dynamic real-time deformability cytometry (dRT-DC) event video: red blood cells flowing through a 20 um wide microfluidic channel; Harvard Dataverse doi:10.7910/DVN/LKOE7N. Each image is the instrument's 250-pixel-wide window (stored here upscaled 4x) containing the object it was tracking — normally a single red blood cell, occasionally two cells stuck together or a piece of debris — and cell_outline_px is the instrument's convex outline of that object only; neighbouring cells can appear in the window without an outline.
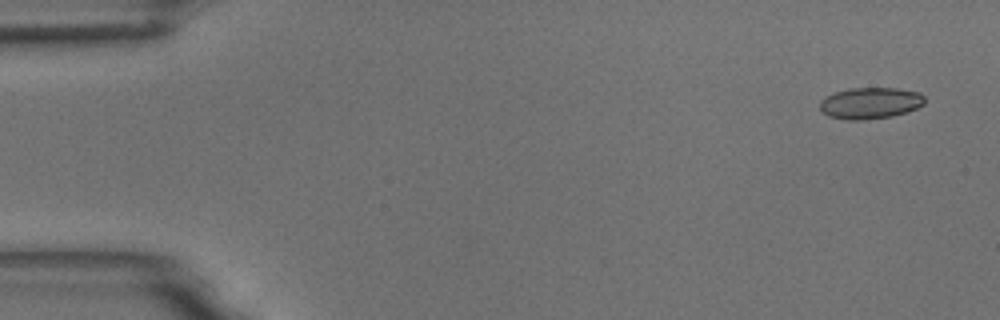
{"species": "common noctule bat (a hibernating species)", "species_latin": "Nyctalus noctula", "temperature_condition": "room temperature", "stored_images_in_passage": 57, "camera_frame_rate_fps": 3000, "um_per_image_px": 0.085, "animal": {"sex": "male", "body_mass_g": 18.8}, "frame": {"image": 1, "passage_image": 1, "time_ms": 0.0, "image_size_px": [1000, 320], "cell_outline_px": [[924, 104], [908, 112], [892, 116], [864, 120], [848, 120], [828, 116], [820, 108], [820, 100], [824, 96], [848, 88], [896, 88], [920, 92], [924, 96]], "centroid_in_image_um": [73.97, 8.76], "position_along_channel_um": 11.0, "area_um2": 19.31}}
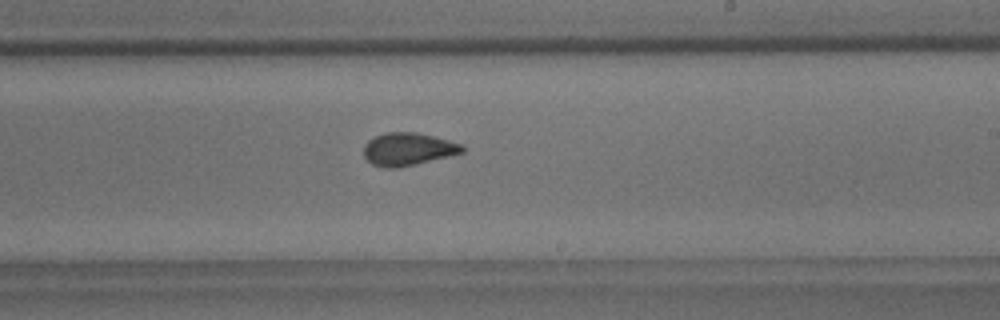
{"frame": {"image": 2, "passage_image": 33, "time_ms": 10.667, "image_size_px": [1000, 320], "cell_outline_px": [[464, 152], [416, 164], [396, 168], [384, 168], [372, 164], [364, 156], [364, 144], [368, 140], [376, 136], [388, 132], [416, 132], [464, 144]], "centroid_in_image_um": [34.67, 12.68], "position_along_channel_um": 254.3, "area_um2": 18.73}}
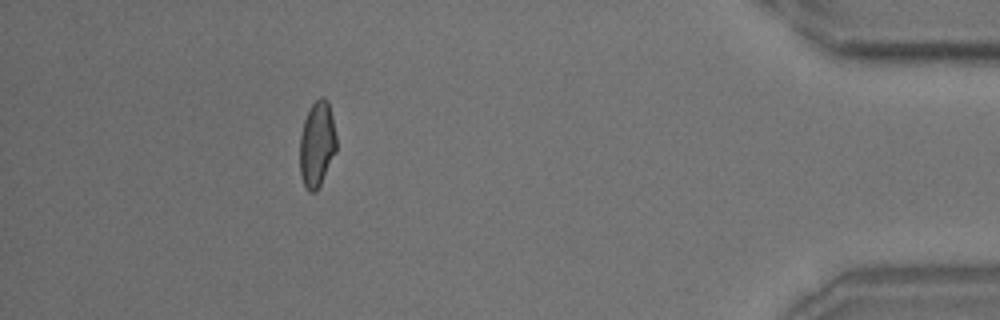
{"frame": {"image": 3, "passage_image": 51, "time_ms": 16.667, "image_size_px": [1000, 320], "cell_outline_px": [[336, 152], [316, 192], [308, 192], [300, 176], [300, 136], [304, 120], [312, 104], [320, 96], [324, 96], [328, 100], [332, 116], [336, 136]], "centroid_in_image_um": [26.94, 12.25], "position_along_channel_um": 408.3, "area_um2": 18.26}, "authors_computed_cell_mechanics": {"area_um2": 18.7272, "velocity_mm_per_s": 3.4463, "shape_relaxation_time_tau1_ms": null, "shape_relaxation_time_tau2_ms": 1.0442, "deformation_change_tau1": null, "deformation_change_tau2": 0.0537}}